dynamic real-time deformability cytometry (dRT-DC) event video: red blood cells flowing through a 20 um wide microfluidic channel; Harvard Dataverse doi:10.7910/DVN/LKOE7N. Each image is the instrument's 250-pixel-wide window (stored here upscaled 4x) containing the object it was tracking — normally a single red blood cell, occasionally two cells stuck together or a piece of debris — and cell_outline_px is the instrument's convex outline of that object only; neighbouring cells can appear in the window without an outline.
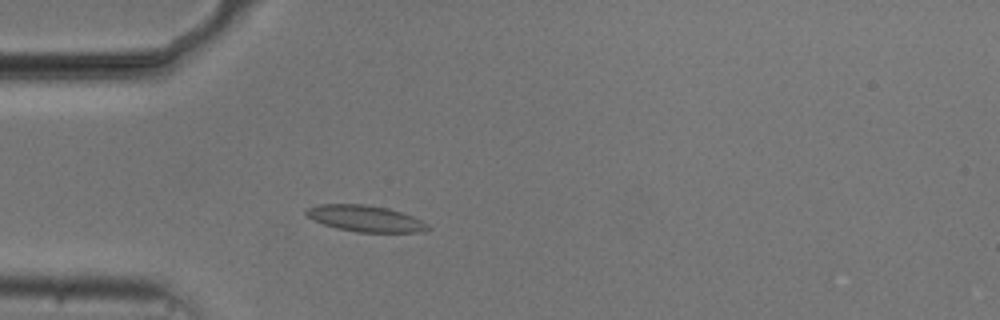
{"species": "common noctule bat (a hibernating species)", "species_latin": "Nyctalus noctula", "temperature_condition": "cold", "stored_images_in_passage": 49, "camera_frame_rate_fps": 3000, "um_per_image_px": 0.085, "animal": {"sex": "male", "body_mass_g": 20.5, "forearm_length_mm": 52.5}, "frame": {"image": 1, "passage_image": 11, "time_ms": 3.333, "image_size_px": [1000, 320], "cell_outline_px": [[432, 228], [424, 232], [356, 232], [336, 228], [324, 224], [308, 216], [304, 212], [304, 208], [320, 204], [364, 204], [388, 208], [412, 216], [428, 224]], "centroid_in_image_um": [31.06, 18.57], "position_along_channel_um": 53.9, "area_um2": 18.61}}
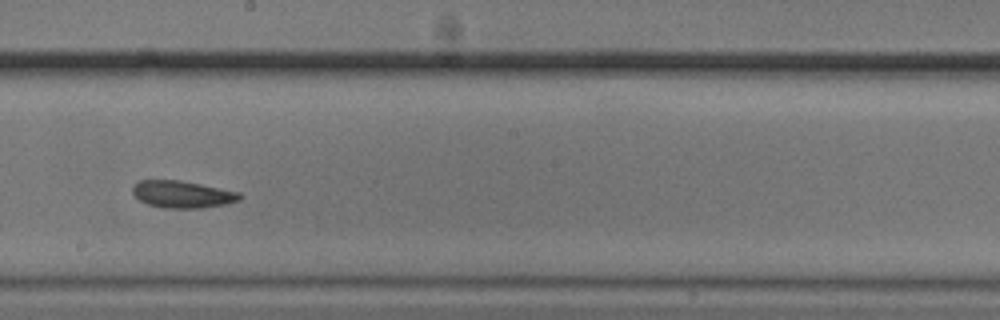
{"frame": {"image": 2, "passage_image": 26, "time_ms": 8.333, "image_size_px": [1000, 320], "cell_outline_px": [[244, 196], [240, 200], [224, 204], [200, 208], [164, 208], [148, 204], [140, 200], [132, 192], [132, 184], [140, 180], [180, 180], [240, 192]], "centroid_in_image_um": [15.5, 16.51], "position_along_channel_um": 232.7, "area_um2": 16.94}}
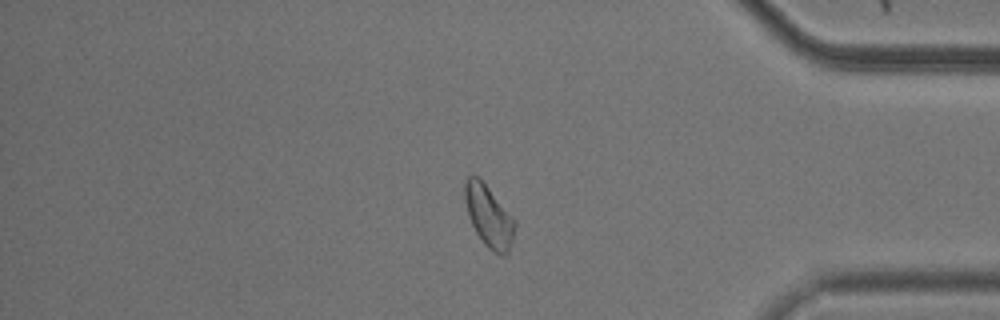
{"frame": {"image": 3, "passage_image": 41, "time_ms": 13.333, "image_size_px": [1000, 320], "cell_outline_px": [[516, 224], [512, 240], [508, 252], [504, 256], [500, 256], [492, 252], [484, 244], [476, 232], [468, 216], [464, 200], [464, 180], [472, 172], [488, 188], [516, 220]], "centroid_in_image_um": [41.53, 18.38], "position_along_channel_um": 393.7, "area_um2": 18.03}, "authors_computed_cell_mechanics": {"area_um2": 17.8024, "velocity_mm_per_s": 3.715, "shape_relaxation_time_tau1_ms": 3.6747, "shape_relaxation_time_tau2_ms": 5.4665, "deformation_change_tau1": 0.0873, "deformation_change_tau2": 0.0961}}